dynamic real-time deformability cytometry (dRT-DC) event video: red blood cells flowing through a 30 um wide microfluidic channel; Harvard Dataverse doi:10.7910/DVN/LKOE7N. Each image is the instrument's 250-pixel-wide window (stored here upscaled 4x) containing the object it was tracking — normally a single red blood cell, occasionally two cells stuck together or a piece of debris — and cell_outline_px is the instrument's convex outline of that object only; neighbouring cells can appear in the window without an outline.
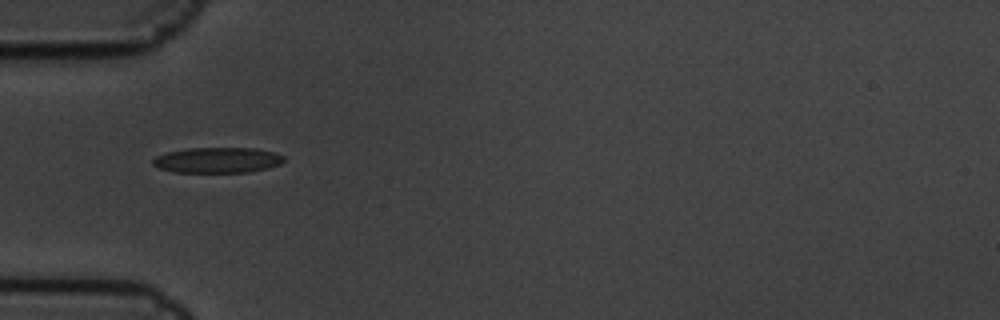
{"species": "common noctule bat (a hibernating species)", "species_latin": "Nyctalus noctula", "temperature_condition": "cold", "stored_images_in_passage": 6, "camera_frame_rate_fps": 3000, "um_per_image_px": 0.085, "animal": {"sex": "male", "body_mass_g": 19.5, "forearm_length_mm": 54.6}, "frame": {"image": 1, "passage_image": 1, "time_ms": 0.0, "image_size_px": [1000, 320], "cell_outline_px": [[284, 160], [280, 164], [268, 168], [248, 172], [176, 172], [160, 168], [152, 164], [152, 160], [156, 156], [168, 152], [188, 148], [256, 148], [272, 152], [284, 156]], "centroid_in_image_um": [18.49, 13.61], "position_along_channel_um": 66.5, "area_um2": 19.36}}
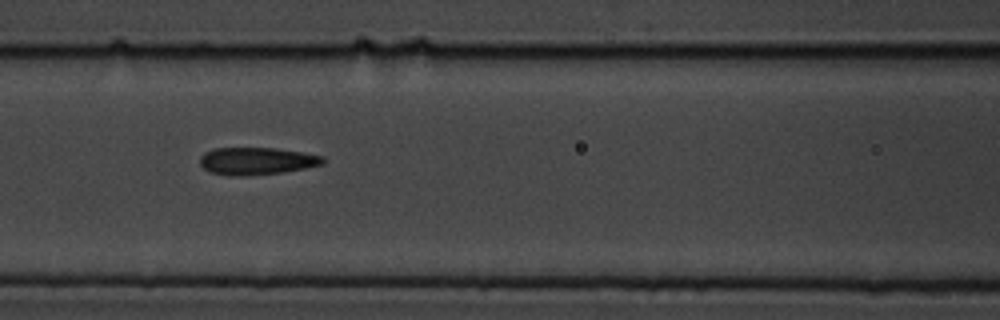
{"frame": {"image": 2, "passage_image": 3, "time_ms": 0.667, "image_size_px": [1000, 320], "cell_outline_px": [[324, 164], [284, 172], [212, 172], [204, 168], [200, 164], [200, 156], [204, 152], [212, 148], [276, 148], [304, 152], [324, 156]], "centroid_in_image_um": [21.89, 13.61], "position_along_channel_um": 144.7, "area_um2": 18.5}}
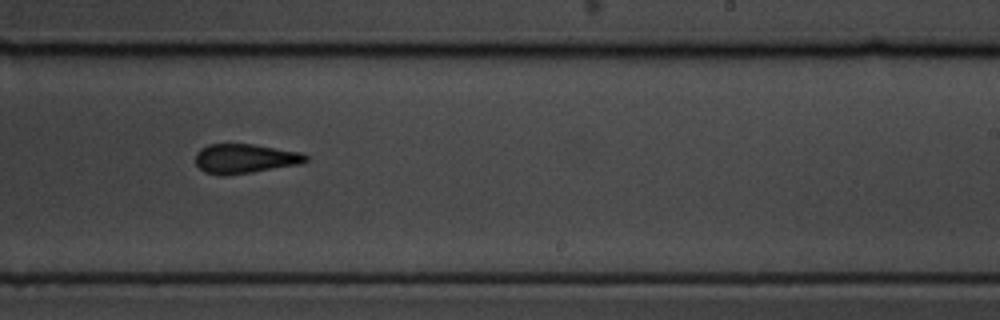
{"frame": {"image": 3, "passage_image": 6, "time_ms": 1.667, "image_size_px": [1000, 320], "cell_outline_px": [[308, 160], [304, 164], [252, 172], [224, 176], [220, 176], [204, 172], [196, 164], [196, 152], [200, 148], [208, 144], [252, 144], [300, 152], [308, 156]], "centroid_in_image_um": [20.82, 13.49], "position_along_channel_um": 268.2, "area_um2": 19.13}}